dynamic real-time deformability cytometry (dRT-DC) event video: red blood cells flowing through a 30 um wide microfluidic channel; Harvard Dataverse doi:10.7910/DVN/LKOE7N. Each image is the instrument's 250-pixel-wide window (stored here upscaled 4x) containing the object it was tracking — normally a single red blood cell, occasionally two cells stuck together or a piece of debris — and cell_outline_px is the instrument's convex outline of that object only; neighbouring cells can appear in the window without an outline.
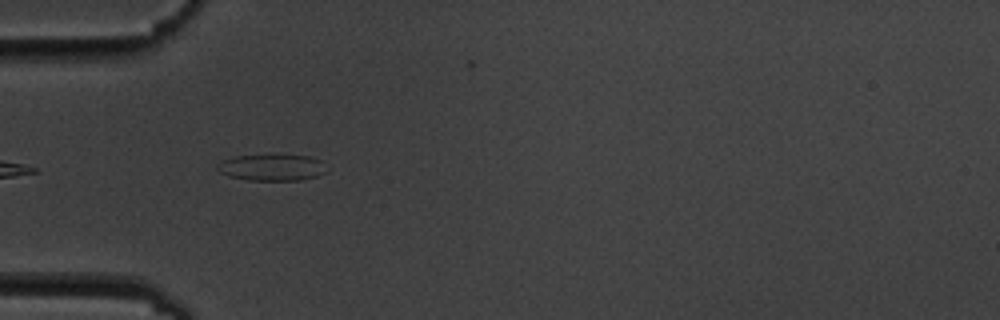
{"species": "common noctule bat (a hibernating species)", "species_latin": "Nyctalus noctula", "temperature_condition": "cold", "stored_images_in_passage": 2, "camera_frame_rate_fps": 3000, "um_per_image_px": 0.085, "animal": {"sex": "male", "body_mass_g": 19.5, "forearm_length_mm": 54.6}, "frame": {"image": 1, "passage_image": 1, "time_ms": 0.0, "image_size_px": [1000, 320], "cell_outline_px": [[328, 172], [316, 176], [300, 180], [248, 180], [228, 176], [220, 172], [216, 168], [216, 164], [224, 160], [236, 156], [308, 156], [324, 160]], "centroid_in_image_um": [23.16, 14.25], "position_along_channel_um": 61.8, "area_um2": 16.7}}
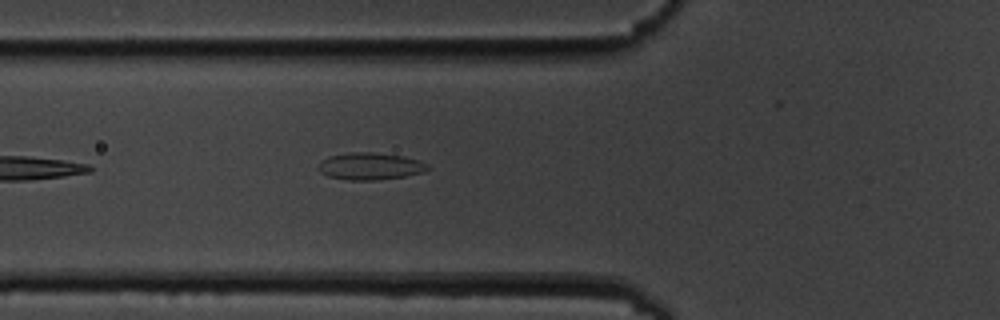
{"frame": {"image": 2, "passage_image": 2, "time_ms": 1.0, "image_size_px": [1000, 320], "cell_outline_px": [[428, 168], [424, 172], [404, 176], [376, 180], [348, 180], [328, 176], [320, 172], [316, 168], [320, 160], [328, 156], [348, 152], [372, 152], [404, 156], [420, 160], [428, 164]], "centroid_in_image_um": [31.42, 14.12], "position_along_channel_um": 94.4, "area_um2": 17.46}}